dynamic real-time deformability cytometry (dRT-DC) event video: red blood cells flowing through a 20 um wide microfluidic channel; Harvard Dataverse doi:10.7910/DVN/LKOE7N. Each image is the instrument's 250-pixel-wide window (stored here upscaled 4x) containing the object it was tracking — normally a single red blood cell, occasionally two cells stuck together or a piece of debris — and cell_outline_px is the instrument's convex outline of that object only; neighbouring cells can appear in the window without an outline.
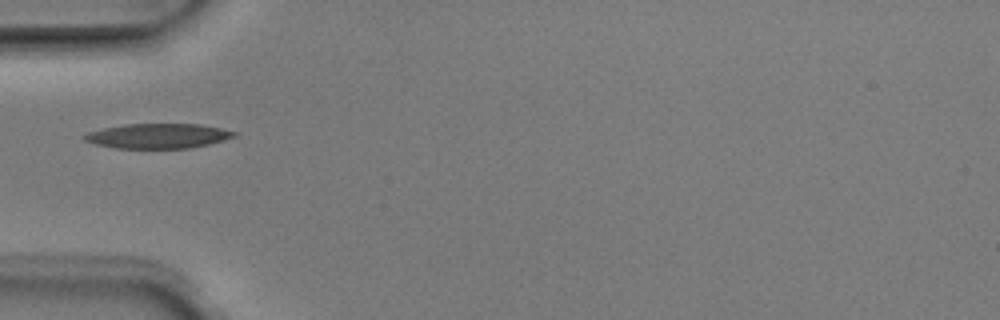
{"species": "Egyptian fruit bat (a non-hibernating species)", "species_latin": "Rousettus aegyptiacus", "temperature_condition": "room temperature", "stored_images_in_passage": 1, "camera_frame_rate_fps": 3000, "um_per_image_px": 0.085, "animal": {"sex": "male"}, "frame": {"image": 1, "passage_image": 1, "time_ms": 0.0, "image_size_px": [1000, 320], "cell_outline_px": [[236, 136], [208, 144], [188, 148], [116, 148], [96, 144], [84, 140], [80, 136], [88, 132], [104, 128], [124, 124], [200, 124], [220, 128], [236, 132]], "centroid_in_image_um": [13.39, 11.55], "position_along_channel_um": 71.6, "area_um2": 21.5}}